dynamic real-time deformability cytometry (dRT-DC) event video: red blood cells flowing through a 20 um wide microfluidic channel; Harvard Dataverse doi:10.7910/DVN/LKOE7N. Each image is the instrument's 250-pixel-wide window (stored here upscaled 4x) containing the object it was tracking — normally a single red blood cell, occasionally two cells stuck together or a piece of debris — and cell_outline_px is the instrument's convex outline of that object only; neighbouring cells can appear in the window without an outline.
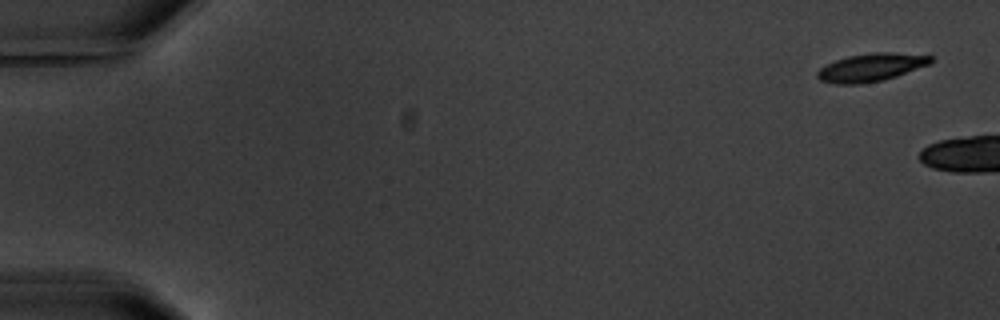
{"species": "common noctule bat (a hibernating species)", "species_latin": "Nyctalus noctula", "temperature_condition": "warm", "stored_images_in_passage": 3, "camera_frame_rate_fps": 3000, "um_per_image_px": 0.085, "animal": {"sex": "male", "body_mass_g": 20.1, "forearm_length_mm": 53.5}, "frame": {"image": 1, "passage_image": 1, "time_ms": 0.0, "image_size_px": [1000, 320], "cell_outline_px": [[932, 64], [884, 80], [860, 84], [836, 84], [820, 80], [816, 76], [816, 72], [824, 64], [848, 56], [872, 52], [892, 52], [932, 56]], "centroid_in_image_um": [74.03, 5.73], "position_along_channel_um": 11.0, "area_um2": 18.67}}